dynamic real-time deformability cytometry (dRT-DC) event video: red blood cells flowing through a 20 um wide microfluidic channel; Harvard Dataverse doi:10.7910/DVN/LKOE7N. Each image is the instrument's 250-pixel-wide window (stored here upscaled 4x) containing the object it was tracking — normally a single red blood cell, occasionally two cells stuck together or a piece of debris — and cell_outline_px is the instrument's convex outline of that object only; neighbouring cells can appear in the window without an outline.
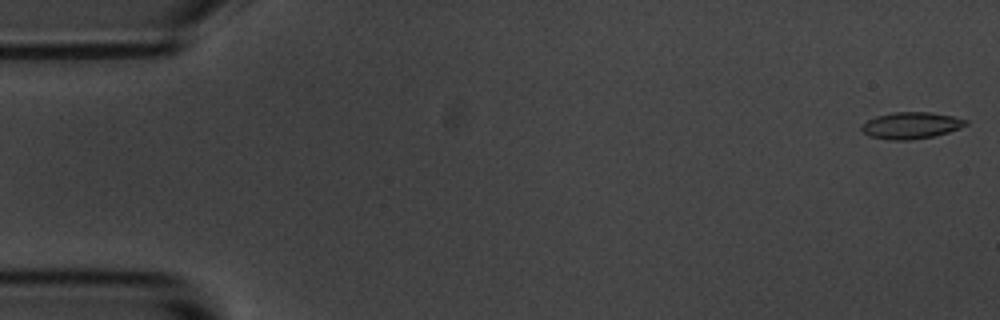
{"species": "common noctule bat (a hibernating species)", "species_latin": "Nyctalus noctula", "temperature_condition": "room temperature", "stored_images_in_passage": 54, "camera_frame_rate_fps": 3000, "um_per_image_px": 0.085, "animal": {"sex": "male", "body_mass_g": 20.1, "forearm_length_mm": 53.5}, "frame": {"image": 1, "passage_image": 1, "time_ms": 0.0, "image_size_px": [1000, 320], "cell_outline_px": [[968, 124], [960, 128], [936, 136], [912, 140], [888, 140], [868, 136], [860, 128], [868, 120], [876, 116], [896, 112], [928, 112], [952, 116], [968, 120]], "centroid_in_image_um": [77.45, 10.67], "position_along_channel_um": 7.5, "area_um2": 16.18}}
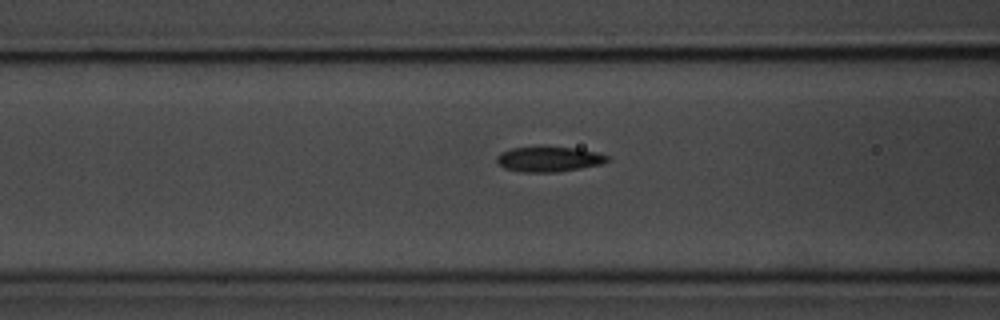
{"frame": {"image": 2, "passage_image": 21, "time_ms": 6.667, "image_size_px": [1000, 320], "cell_outline_px": [[608, 160], [600, 164], [580, 168], [556, 172], [520, 172], [504, 168], [496, 164], [496, 156], [500, 152], [512, 148], [576, 148], [596, 152], [608, 156]], "centroid_in_image_um": [46.59, 13.55], "position_along_channel_um": 120.0, "area_um2": 15.9}}
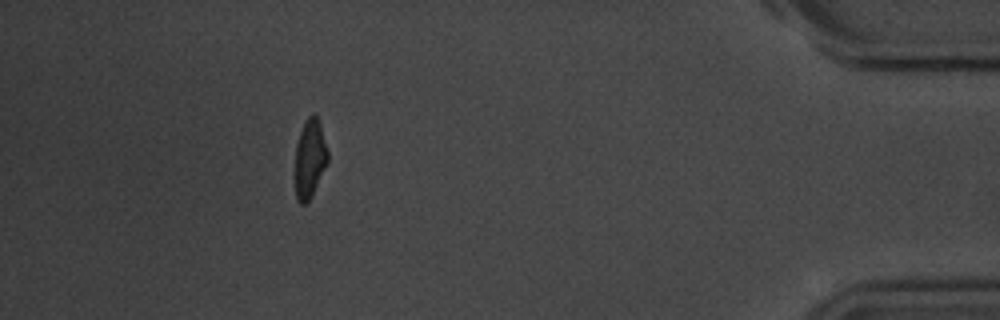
{"frame": {"image": 3, "passage_image": 49, "time_ms": 16.0, "image_size_px": [1000, 320], "cell_outline_px": [[328, 160], [312, 196], [304, 204], [300, 204], [296, 200], [296, 144], [300, 132], [308, 116], [312, 112], [316, 112], [320, 124], [328, 152]], "centroid_in_image_um": [26.34, 13.45], "position_along_channel_um": 408.9, "area_um2": 14.8}, "authors_computed_cell_mechanics": {"area_um2": 16.0684, "velocity_mm_per_s": 3.6965, "shape_relaxation_time_tau1_ms": 4.5309, "shape_relaxation_time_tau2_ms": 2.946, "deformation_change_tau1": 0.1586, "deformation_change_tau2": 0.0792}}